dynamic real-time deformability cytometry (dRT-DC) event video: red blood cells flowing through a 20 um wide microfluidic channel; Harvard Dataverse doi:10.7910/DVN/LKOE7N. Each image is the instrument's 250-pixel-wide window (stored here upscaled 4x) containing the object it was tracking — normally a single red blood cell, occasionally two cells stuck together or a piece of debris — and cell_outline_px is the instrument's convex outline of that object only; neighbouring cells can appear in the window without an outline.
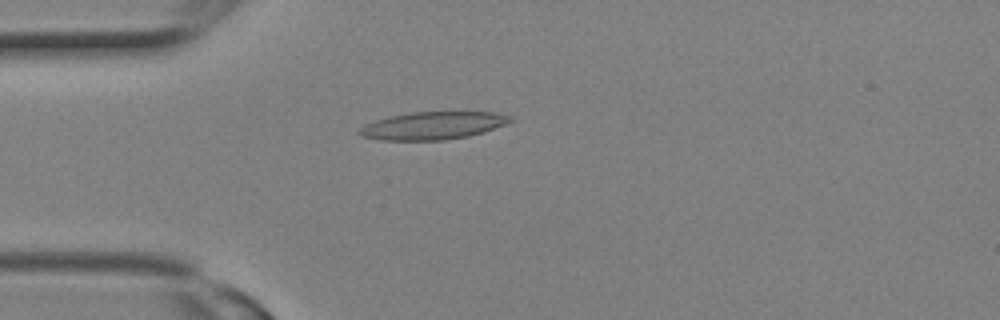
{"species": "Egyptian fruit bat (a non-hibernating species)", "species_latin": "Rousettus aegyptiacus", "temperature_condition": "room temperature", "stored_images_in_passage": 15, "camera_frame_rate_fps": 3000, "um_per_image_px": 0.085, "animal": {"sex": "female"}, "frame": {"image": 1, "passage_image": 7, "time_ms": 2.0, "image_size_px": [1000, 320], "cell_outline_px": [[516, 120], [508, 124], [484, 132], [468, 136], [444, 140], [380, 140], [360, 136], [356, 132], [364, 124], [388, 116], [408, 112], [492, 112], [512, 116]], "centroid_in_image_um": [36.8, 10.67], "position_along_channel_um": 48.2, "area_um2": 24.68}}
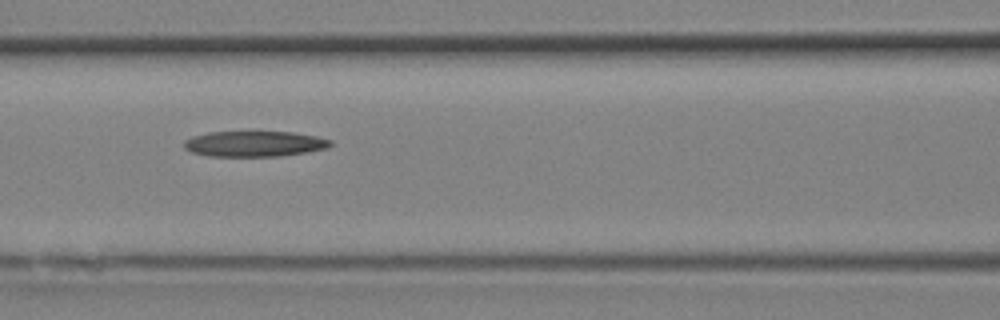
{"frame": {"image": 2, "passage_image": 11, "time_ms": 3.333, "image_size_px": [1000, 320], "cell_outline_px": [[332, 144], [328, 148], [280, 156], [208, 156], [192, 152], [184, 148], [184, 140], [192, 136], [208, 132], [292, 132], [316, 136], [332, 140]], "centroid_in_image_um": [21.61, 12.22], "position_along_channel_um": 145.0, "area_um2": 21.79}}
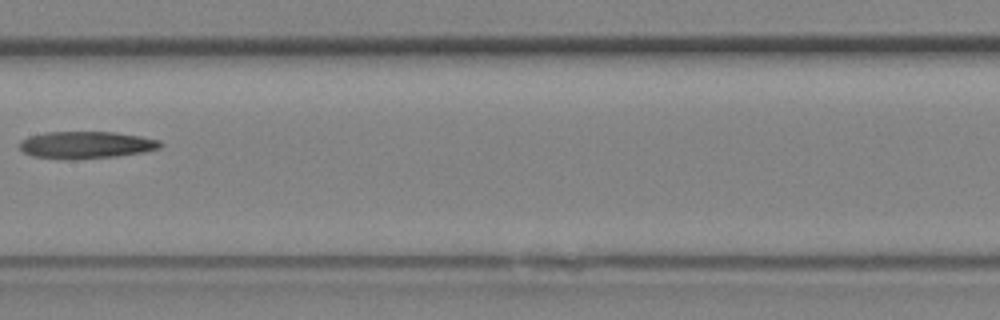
{"frame": {"image": 3, "passage_image": 13, "time_ms": 4.0, "image_size_px": [1000, 320], "cell_outline_px": [[164, 144], [160, 148], [144, 152], [116, 156], [72, 160], [64, 160], [32, 156], [24, 152], [20, 148], [20, 140], [28, 136], [48, 132], [116, 132], [140, 136], [160, 140]], "centroid_in_image_um": [7.32, 12.32], "position_along_channel_um": 200.1, "area_um2": 22.48}}